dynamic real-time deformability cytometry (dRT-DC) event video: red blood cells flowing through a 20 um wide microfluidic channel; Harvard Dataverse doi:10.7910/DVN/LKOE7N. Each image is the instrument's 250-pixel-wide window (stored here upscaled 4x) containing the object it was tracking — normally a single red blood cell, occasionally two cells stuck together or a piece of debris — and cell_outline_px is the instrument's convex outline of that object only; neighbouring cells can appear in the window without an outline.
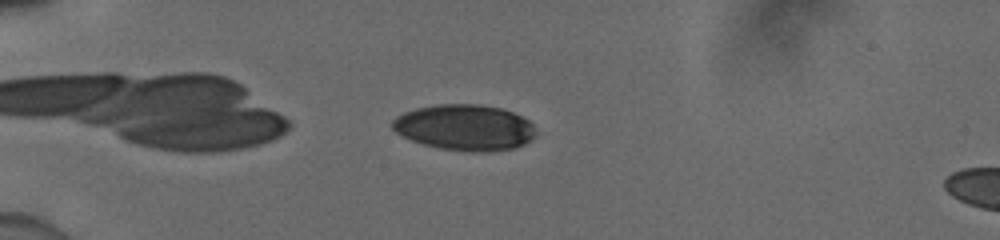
{"species": "human", "species_latin": "Homo sapiens", "temperature_condition": "cold", "stored_images_in_passage": 42, "camera_frame_rate_fps": 3000, "um_per_image_px": 0.085, "donor": {"sex": "male"}, "frame": {"image": 1, "passage_image": 3, "time_ms": 0.667, "image_size_px": [1000, 240], "cell_outline_px": [[536, 136], [524, 144], [516, 148], [484, 152], [472, 152], [440, 148], [424, 144], [412, 140], [396, 132], [392, 128], [392, 120], [396, 116], [404, 112], [416, 108], [440, 104], [480, 104], [504, 108], [528, 120], [532, 124], [536, 132]], "centroid_in_image_um": [39.52, 10.83], "position_along_channel_um": 45.5, "area_um2": 38.44}}
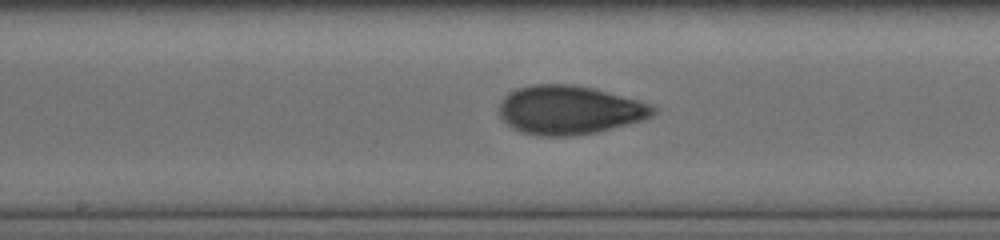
{"frame": {"image": 2, "passage_image": 18, "time_ms": 5.667, "image_size_px": [1000, 240], "cell_outline_px": [[656, 112], [652, 116], [644, 120], [596, 132], [572, 136], [540, 136], [524, 132], [512, 128], [500, 116], [500, 104], [504, 96], [520, 88], [532, 84], [572, 84], [596, 88], [652, 104], [656, 108]], "centroid_in_image_um": [48.44, 9.34], "position_along_channel_um": 199.8, "area_um2": 43.75}}
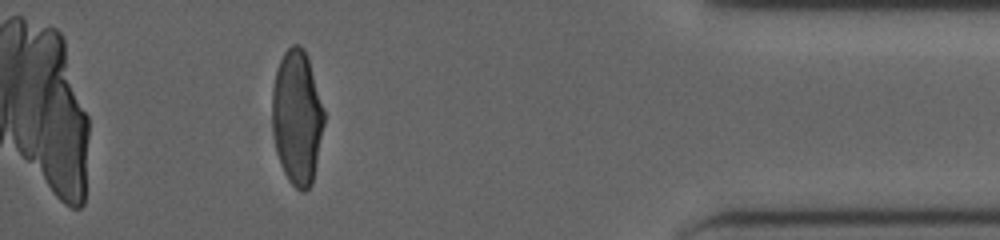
{"frame": {"image": 3, "passage_image": 37, "time_ms": 12.0, "image_size_px": [1000, 240], "cell_outline_px": [[324, 124], [312, 184], [304, 192], [300, 192], [288, 180], [280, 164], [272, 132], [272, 88], [276, 72], [280, 60], [284, 52], [292, 44], [300, 44], [304, 48], [308, 56], [324, 112]], "centroid_in_image_um": [25.24, 9.96], "position_along_channel_um": 410.0, "area_um2": 40.69}, "authors_computed_cell_mechanics": {"area_um2": 41.6738, "velocity_mm_per_s": 3.9268, "shape_relaxation_time_tau1_ms": 4.5536, "shape_relaxation_time_tau2_ms": 0.9799, "deformation_change_tau1": 0.1723, "deformation_change_tau2": 0.0522}}